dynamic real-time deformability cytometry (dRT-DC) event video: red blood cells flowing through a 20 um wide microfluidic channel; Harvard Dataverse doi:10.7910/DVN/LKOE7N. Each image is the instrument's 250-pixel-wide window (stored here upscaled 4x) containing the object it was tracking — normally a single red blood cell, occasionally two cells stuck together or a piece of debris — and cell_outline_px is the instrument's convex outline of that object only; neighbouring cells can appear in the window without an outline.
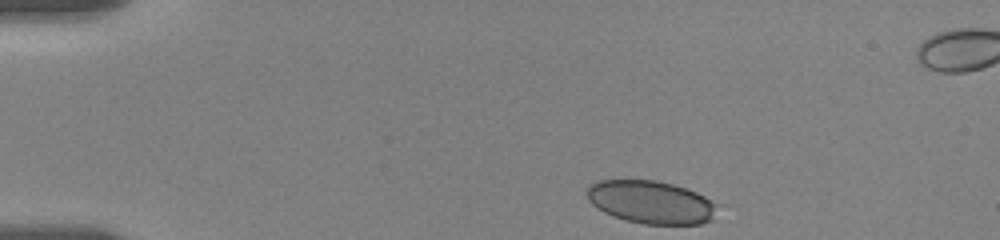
{"species": "human", "species_latin": "Homo sapiens", "temperature_condition": "room temperature", "stored_images_in_passage": 42, "camera_frame_rate_fps": 3000, "um_per_image_px": 0.085, "donor": {"sex": "female"}, "frame": {"image": 1, "passage_image": 1, "time_ms": 0.0, "image_size_px": [1000, 240], "cell_outline_px": [[724, 204], [712, 220], [700, 224], [644, 224], [624, 220], [612, 216], [596, 208], [588, 200], [588, 184], [600, 180], [656, 180], [672, 184], [696, 192]], "centroid_in_image_um": [55.41, 17.19], "position_along_channel_um": 29.6, "area_um2": 33.23}}
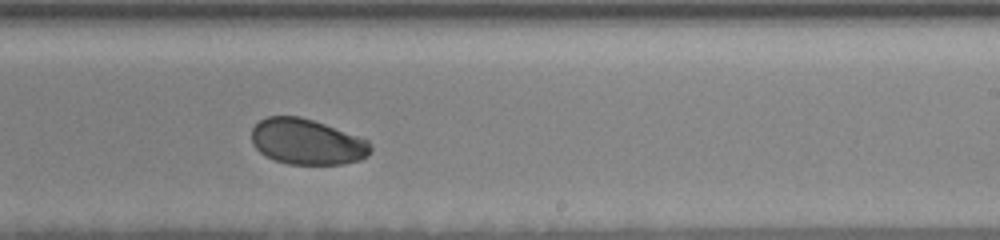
{"frame": {"image": 2, "passage_image": 27, "time_ms": 8.667, "image_size_px": [1000, 240], "cell_outline_px": [[372, 152], [368, 156], [360, 160], [344, 164], [288, 164], [276, 160], [260, 152], [252, 144], [252, 128], [260, 120], [268, 116], [300, 116], [324, 124], [368, 140], [372, 148]], "centroid_in_image_um": [26.1, 12.06], "position_along_channel_um": 262.9, "area_um2": 31.56}}
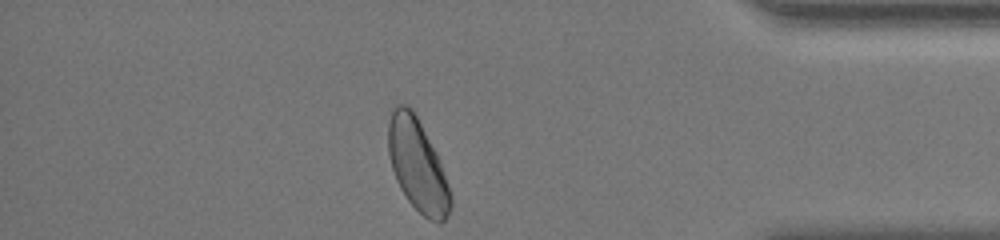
{"frame": {"image": 3, "passage_image": 41, "time_ms": 13.333, "image_size_px": [1000, 240], "cell_outline_px": [[452, 204], [448, 216], [440, 224], [428, 220], [408, 200], [400, 188], [396, 180], [392, 168], [388, 152], [388, 124], [392, 108], [396, 104], [404, 104], [412, 108], [436, 152], [452, 196]], "centroid_in_image_um": [35.48, 14.05], "position_along_channel_um": 399.7, "area_um2": 33.35}, "authors_computed_cell_mechanics": {"area_um2": 33.3217, "velocity_mm_per_s": 3.5019, "shape_relaxation_time_tau1_ms": 2.839, "shape_relaxation_time_tau2_ms": null, "deformation_change_tau1": 0.0788, "deformation_change_tau2": null}}